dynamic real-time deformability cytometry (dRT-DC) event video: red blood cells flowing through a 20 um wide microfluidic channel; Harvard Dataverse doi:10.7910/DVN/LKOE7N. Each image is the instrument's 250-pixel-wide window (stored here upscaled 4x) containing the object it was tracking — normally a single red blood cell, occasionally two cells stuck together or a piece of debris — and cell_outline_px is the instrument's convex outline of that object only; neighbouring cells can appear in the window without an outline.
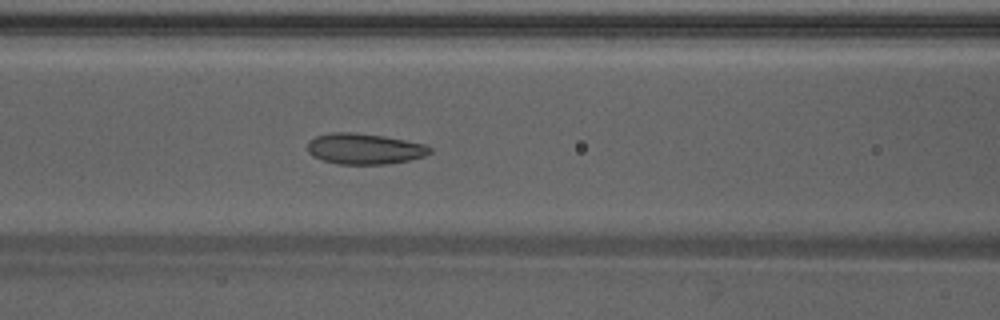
{"species": "Egyptian fruit bat (a non-hibernating species)", "species_latin": "Rousettus aegyptiacus", "temperature_condition": "warm", "stored_images_in_passage": 47, "camera_frame_rate_fps": 3000, "um_per_image_px": 0.085, "animal": {"sex": "male"}, "frame": {"image": 1, "passage_image": 20, "time_ms": 6.333, "image_size_px": [1000, 320], "cell_outline_px": [[432, 152], [424, 156], [408, 160], [388, 164], [340, 164], [324, 160], [312, 156], [308, 152], [308, 144], [316, 136], [332, 132], [356, 132], [384, 136], [424, 144], [432, 148]], "centroid_in_image_um": [30.99, 12.64], "position_along_channel_um": 135.6, "area_um2": 21.85}}
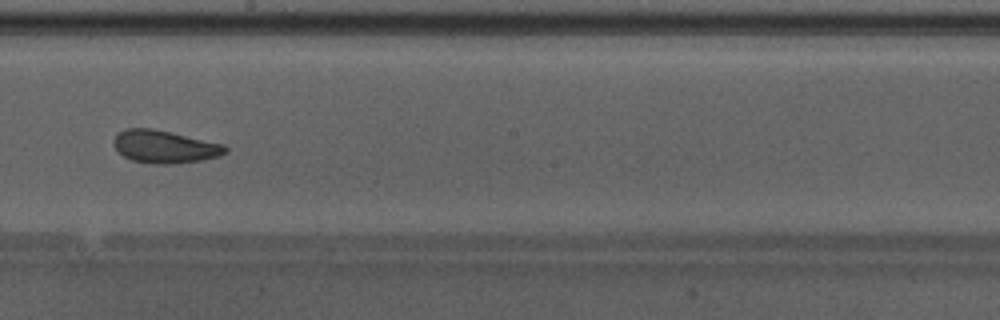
{"frame": {"image": 2, "passage_image": 27, "time_ms": 8.667, "image_size_px": [1000, 320], "cell_outline_px": [[228, 152], [220, 156], [200, 160], [176, 164], [156, 164], [132, 160], [124, 156], [112, 144], [112, 140], [116, 132], [124, 128], [152, 128], [172, 132], [224, 144], [228, 148]], "centroid_in_image_um": [13.98, 12.45], "position_along_channel_um": 234.2, "area_um2": 21.56}}
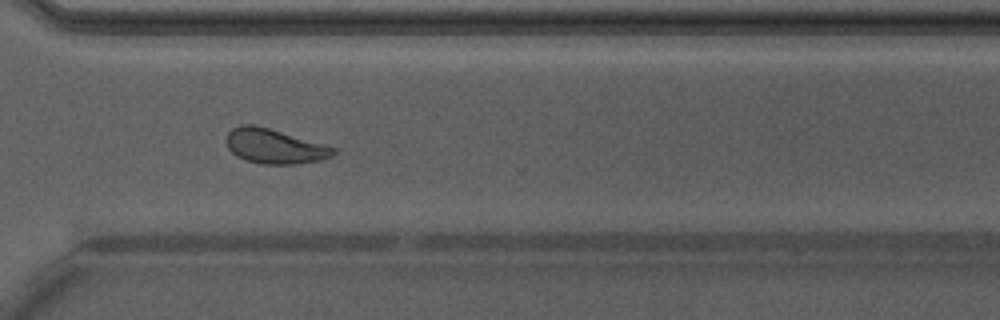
{"frame": {"image": 3, "passage_image": 35, "time_ms": 11.333, "image_size_px": [1000, 320], "cell_outline_px": [[336, 152], [332, 156], [320, 160], [296, 164], [260, 164], [236, 156], [228, 148], [228, 132], [232, 128], [240, 124], [252, 124], [268, 128], [324, 144], [336, 148]], "centroid_in_image_um": [23.34, 12.43], "position_along_channel_um": 347.3, "area_um2": 21.39}, "authors_computed_cell_mechanics": {"area_um2": 21.7906, "velocity_mm_per_s": 4.2376, "shape_relaxation_time_tau1_ms": 3.6274, "shape_relaxation_time_tau2_ms": 1.8271, "deformation_change_tau1": 0.1151, "deformation_change_tau2": 0.0761}}